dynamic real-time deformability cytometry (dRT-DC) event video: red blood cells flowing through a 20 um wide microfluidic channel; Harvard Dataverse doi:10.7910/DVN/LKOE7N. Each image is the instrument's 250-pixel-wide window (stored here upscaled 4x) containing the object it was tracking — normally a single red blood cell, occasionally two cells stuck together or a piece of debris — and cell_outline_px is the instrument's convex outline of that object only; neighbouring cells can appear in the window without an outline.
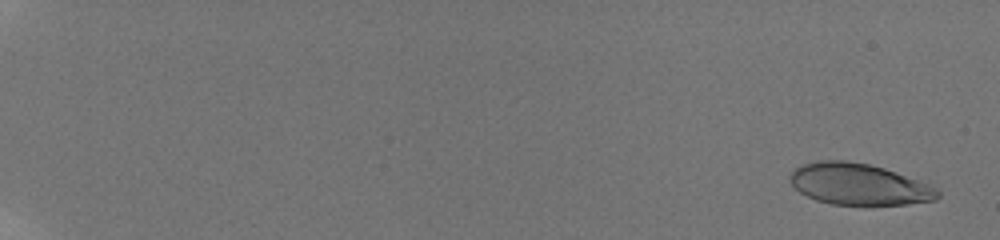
{"species": "human", "species_latin": "Homo sapiens", "temperature_condition": "room temperature", "stored_images_in_passage": 48, "camera_frame_rate_fps": 3000, "um_per_image_px": 0.085, "donor": {"sex": "male"}, "frame": {"image": 1, "passage_image": 2, "time_ms": 0.333, "image_size_px": [1000, 240], "cell_outline_px": [[940, 196], [936, 200], [908, 204], [872, 208], [864, 208], [832, 204], [816, 200], [800, 192], [792, 184], [788, 176], [796, 168], [804, 164], [816, 160], [848, 160], [868, 164], [884, 168], [896, 172], [928, 184], [936, 188], [940, 192]], "centroid_in_image_um": [73.03, 15.71], "position_along_channel_um": 12.0, "area_um2": 36.59}}
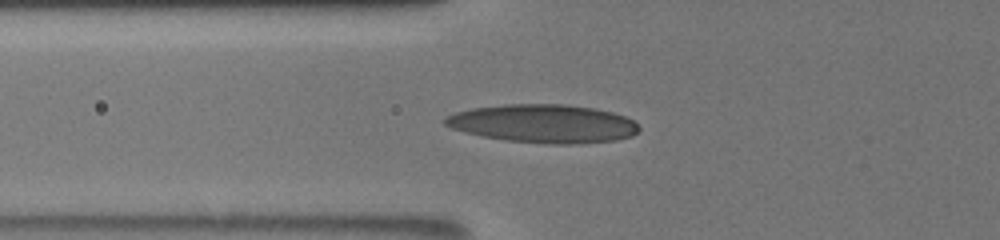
{"frame": {"image": 2, "passage_image": 18, "time_ms": 8.0, "image_size_px": [1000, 240], "cell_outline_px": [[640, 128], [632, 136], [616, 140], [580, 144], [548, 144], [504, 140], [464, 132], [452, 128], [444, 124], [444, 120], [448, 116], [456, 112], [472, 108], [504, 104], [564, 104], [596, 108], [612, 112], [624, 116], [632, 120]], "centroid_in_image_um": [46.2, 10.51], "position_along_channel_um": 79.6, "area_um2": 43.41}}
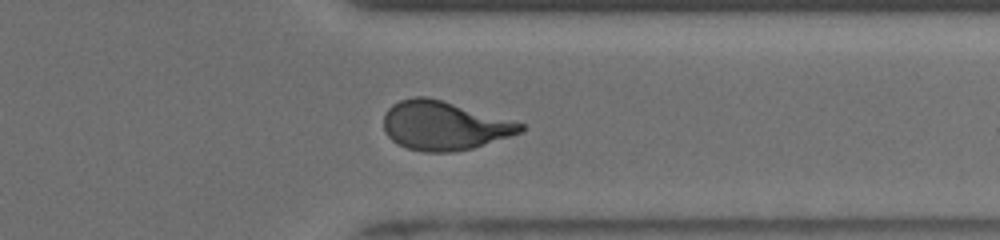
{"frame": {"image": 3, "passage_image": 39, "time_ms": 15.667, "image_size_px": [1000, 240], "cell_outline_px": [[524, 132], [472, 148], [452, 152], [424, 152], [408, 148], [392, 140], [384, 132], [384, 112], [392, 104], [400, 100], [412, 96], [424, 96], [440, 100], [524, 124]], "centroid_in_image_um": [37.71, 10.68], "position_along_channel_um": 373.7, "area_um2": 38.61}, "authors_computed_cell_mechanics": {"area_um2": 38.6971, "velocity_mm_per_s": 3.8543, "shape_relaxation_time_tau1_ms": 4.8173, "shape_relaxation_time_tau2_ms": 1.1187, "deformation_change_tau1": 0.2059, "deformation_change_tau2": 0.0903}}